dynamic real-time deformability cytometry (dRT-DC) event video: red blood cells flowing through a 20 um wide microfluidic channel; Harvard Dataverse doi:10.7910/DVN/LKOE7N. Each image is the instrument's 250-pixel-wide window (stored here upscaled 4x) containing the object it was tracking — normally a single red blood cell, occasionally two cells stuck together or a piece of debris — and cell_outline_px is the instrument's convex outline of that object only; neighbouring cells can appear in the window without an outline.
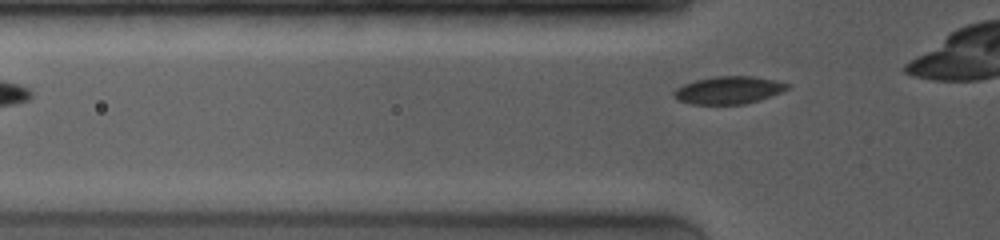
{"species": "common noctule bat (a hibernating species)", "species_latin": "Nyctalus noctula", "temperature_condition": "room temperature", "stored_images_in_passage": 2, "segment_of_instrument_passage": [2, 2], "camera_frame_rate_fps": 4000, "um_per_image_px": 0.085, "animal": {"sex": "female", "body_mass_g": 19.0, "forearm_length_mm": 53.3}, "frame": {"image": 1, "passage_image": 2, "time_ms": 1.25, "image_size_px": [1000, 240], "cell_outline_px": [[792, 84], [788, 88], [780, 92], [760, 100], [744, 104], [692, 104], [676, 100], [672, 96], [672, 92], [676, 88], [684, 84], [696, 80], [716, 76], [752, 76], [776, 80]], "centroid_in_image_um": [61.91, 7.66], "position_along_channel_um": 63.9, "area_um2": 18.32}}